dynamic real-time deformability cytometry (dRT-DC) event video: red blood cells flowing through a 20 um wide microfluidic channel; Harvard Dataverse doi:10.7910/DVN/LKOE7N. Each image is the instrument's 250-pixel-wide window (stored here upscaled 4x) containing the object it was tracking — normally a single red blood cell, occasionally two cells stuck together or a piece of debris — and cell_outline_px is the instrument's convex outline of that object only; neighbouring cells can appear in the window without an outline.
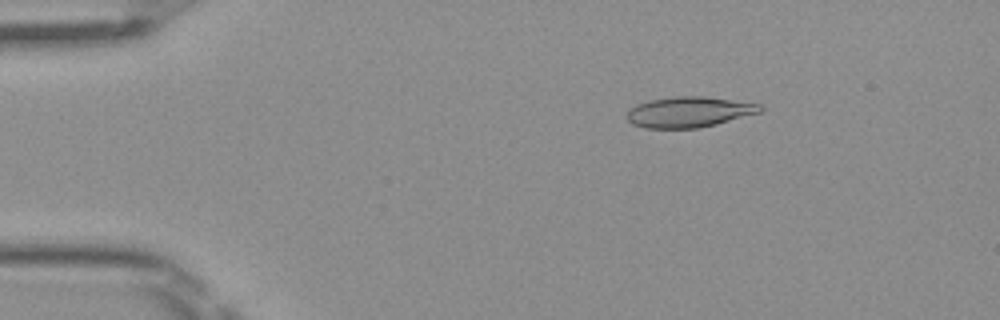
{"species": "Egyptian fruit bat (a non-hibernating species)", "species_latin": "Rousettus aegyptiacus", "temperature_condition": "room temperature", "stored_images_in_passage": 13, "camera_frame_rate_fps": 3000, "um_per_image_px": 0.085, "frame": {"image": 1, "passage_image": 8, "time_ms": 2.333, "image_size_px": [1000, 320], "cell_outline_px": [[764, 108], [760, 112], [716, 124], [696, 128], [644, 128], [632, 124], [624, 116], [636, 104], [648, 100], [676, 96], [704, 96], [764, 104]], "centroid_in_image_um": [58.57, 9.51], "position_along_channel_um": 26.4, "area_um2": 23.87}}